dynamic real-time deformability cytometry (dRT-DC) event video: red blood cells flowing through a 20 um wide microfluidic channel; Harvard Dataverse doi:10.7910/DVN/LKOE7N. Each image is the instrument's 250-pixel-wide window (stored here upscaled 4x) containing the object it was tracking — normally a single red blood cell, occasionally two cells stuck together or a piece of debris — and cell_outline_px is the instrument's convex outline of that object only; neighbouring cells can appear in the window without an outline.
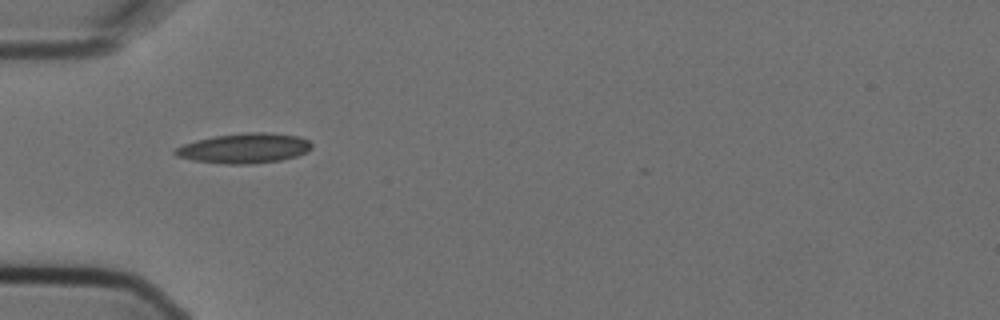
{"species": "Egyptian fruit bat (a non-hibernating species)", "species_latin": "Rousettus aegyptiacus", "temperature_condition": "cold", "stored_images_in_passage": 10, "camera_frame_rate_fps": 3000, "um_per_image_px": 0.085, "animal": {"sex": "female"}, "frame": {"image": 1, "passage_image": 4, "time_ms": 1.0, "image_size_px": [1000, 320], "cell_outline_px": [[312, 148], [308, 152], [296, 156], [280, 160], [252, 164], [224, 164], [192, 160], [176, 156], [172, 152], [176, 148], [184, 144], [196, 140], [216, 136], [248, 132], [264, 132], [300, 136], [308, 140], [312, 144]], "centroid_in_image_um": [20.78, 12.6], "position_along_channel_um": 64.2, "area_um2": 23.87}}
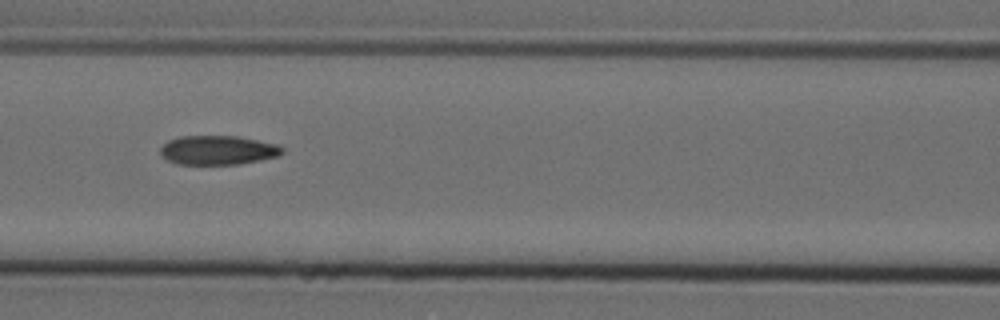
{"frame": {"image": 2, "passage_image": 6, "time_ms": 1.667, "image_size_px": [1000, 320], "cell_outline_px": [[284, 152], [280, 156], [240, 164], [176, 164], [160, 156], [160, 148], [168, 140], [180, 136], [236, 136], [276, 144], [284, 148]], "centroid_in_image_um": [18.51, 12.77], "position_along_channel_um": 148.1, "area_um2": 20.81}}
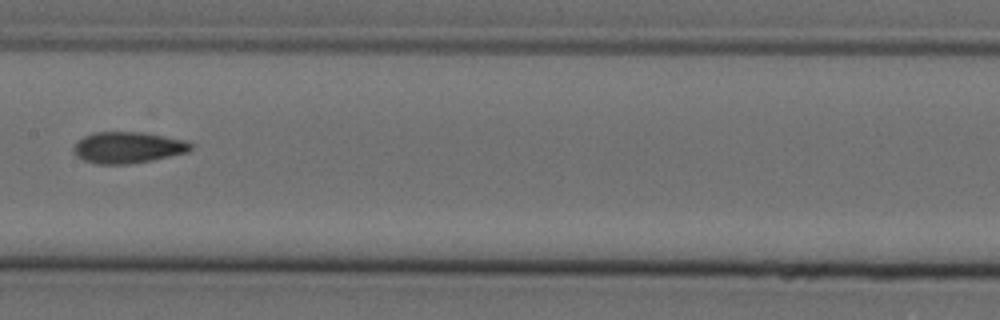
{"frame": {"image": 3, "passage_image": 7, "time_ms": 2.0, "image_size_px": [1000, 320], "cell_outline_px": [[192, 148], [188, 152], [152, 160], [128, 164], [96, 164], [84, 160], [76, 156], [72, 152], [72, 148], [84, 136], [92, 132], [144, 132], [188, 140], [192, 144]], "centroid_in_image_um": [10.88, 12.53], "position_along_channel_um": 196.5, "area_um2": 21.56}}